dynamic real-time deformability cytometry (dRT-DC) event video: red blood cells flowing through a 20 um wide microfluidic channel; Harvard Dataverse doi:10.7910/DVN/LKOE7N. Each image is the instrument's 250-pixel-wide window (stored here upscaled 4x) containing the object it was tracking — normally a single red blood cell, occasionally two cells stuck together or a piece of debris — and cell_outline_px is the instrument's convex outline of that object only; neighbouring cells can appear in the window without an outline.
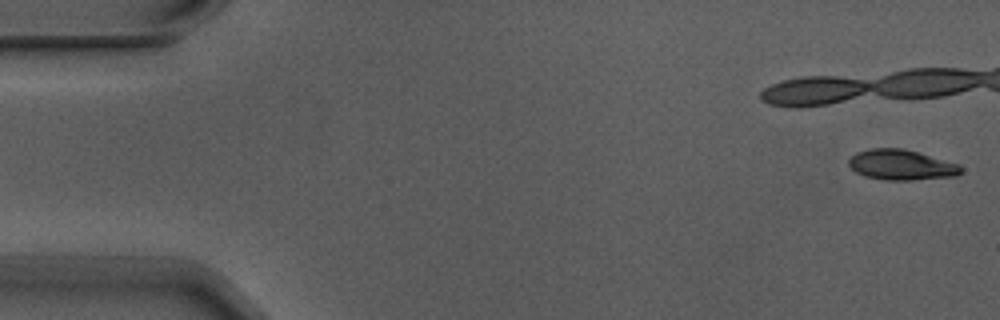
{"species": "Egyptian fruit bat (a non-hibernating species)", "species_latin": "Rousettus aegyptiacus", "temperature_condition": "warm", "stored_images_in_passage": 7, "camera_frame_rate_fps": 3000, "um_per_image_px": 0.085, "animal": {"sex": "male"}, "frame": {"image": 1, "passage_image": 1, "time_ms": 0.0, "image_size_px": [1000, 320], "cell_outline_px": [[964, 168], [956, 176], [912, 180], [888, 180], [864, 176], [856, 172], [848, 164], [848, 160], [856, 152], [872, 148], [904, 148], [960, 164]], "centroid_in_image_um": [76.63, 14.01], "position_along_channel_um": 8.4, "area_um2": 19.88}}